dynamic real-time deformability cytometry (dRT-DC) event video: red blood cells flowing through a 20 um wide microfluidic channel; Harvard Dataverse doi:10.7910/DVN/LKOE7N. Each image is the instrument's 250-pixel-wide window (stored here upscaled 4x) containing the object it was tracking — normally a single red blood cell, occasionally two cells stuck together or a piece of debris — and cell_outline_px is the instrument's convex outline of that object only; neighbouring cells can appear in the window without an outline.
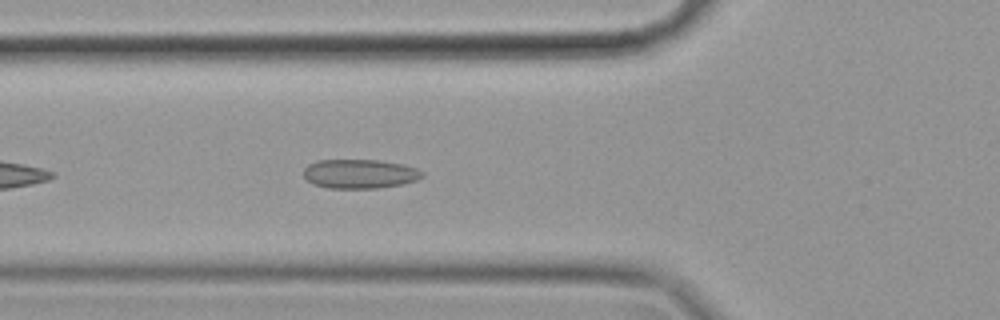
{"species": "common noctule bat (a hibernating species)", "species_latin": "Nyctalus noctula", "temperature_condition": "cold", "stored_images_in_passage": 42, "camera_frame_rate_fps": 3000, "um_per_image_px": 0.085, "animal": {"sex": "female", "body_mass_g": 19.9}, "frame": {"image": 1, "passage_image": 7, "time_ms": 2.0, "image_size_px": [1000, 320], "cell_outline_px": [[424, 176], [416, 180], [404, 184], [376, 188], [328, 188], [312, 184], [304, 176], [304, 168], [308, 164], [316, 160], [380, 160], [404, 164], [416, 168], [424, 172]], "centroid_in_image_um": [30.59, 14.77], "position_along_channel_um": 95.2, "area_um2": 20.35}}
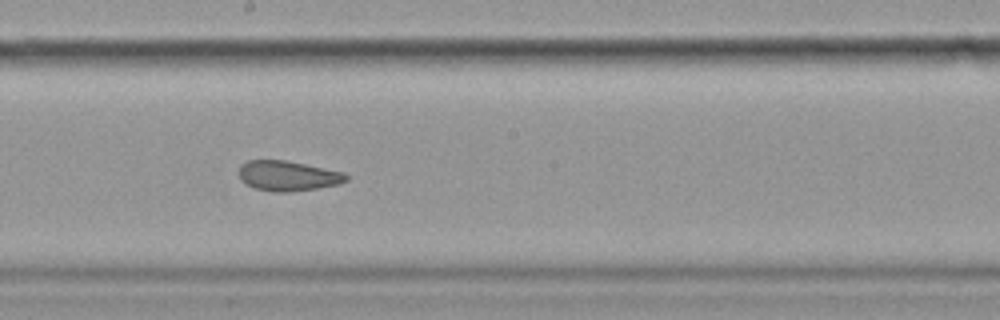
{"frame": {"image": 2, "passage_image": 18, "time_ms": 5.667, "image_size_px": [1000, 320], "cell_outline_px": [[348, 180], [336, 184], [316, 188], [292, 192], [272, 192], [256, 188], [240, 180], [240, 164], [248, 160], [284, 160], [344, 172], [348, 176]], "centroid_in_image_um": [24.45, 14.94], "position_along_channel_um": 223.7, "area_um2": 18.61}}
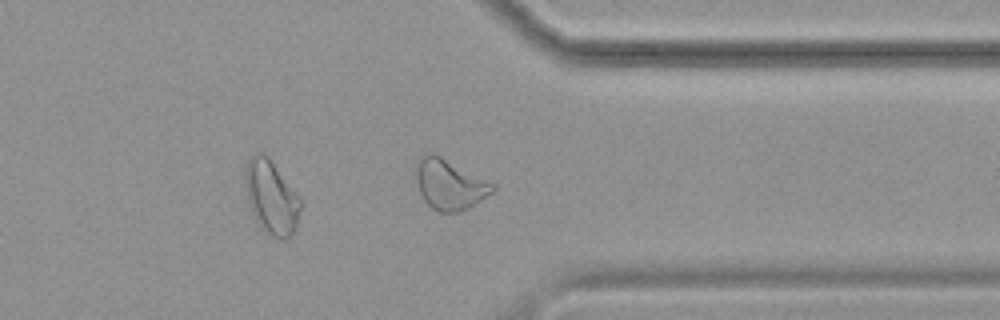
{"frame": {"image": 3, "passage_image": 31, "time_ms": 10.0, "image_size_px": [1000, 320], "cell_outline_px": [[496, 188], [492, 192], [476, 204], [460, 212], [440, 212], [432, 208], [420, 196], [412, 172], [416, 160], [420, 156], [428, 152], [432, 152], [496, 184]], "centroid_in_image_um": [38.15, 15.65], "position_along_channel_um": 373.3, "area_um2": 23.0}, "authors_computed_cell_mechanics": {"area_um2": 20.0277, "velocity_mm_per_s": 3.4985, "shape_relaxation_time_tau1_ms": null, "shape_relaxation_time_tau2_ms": 1.8007, "deformation_change_tau1": null, "deformation_change_tau2": 0.0919}}